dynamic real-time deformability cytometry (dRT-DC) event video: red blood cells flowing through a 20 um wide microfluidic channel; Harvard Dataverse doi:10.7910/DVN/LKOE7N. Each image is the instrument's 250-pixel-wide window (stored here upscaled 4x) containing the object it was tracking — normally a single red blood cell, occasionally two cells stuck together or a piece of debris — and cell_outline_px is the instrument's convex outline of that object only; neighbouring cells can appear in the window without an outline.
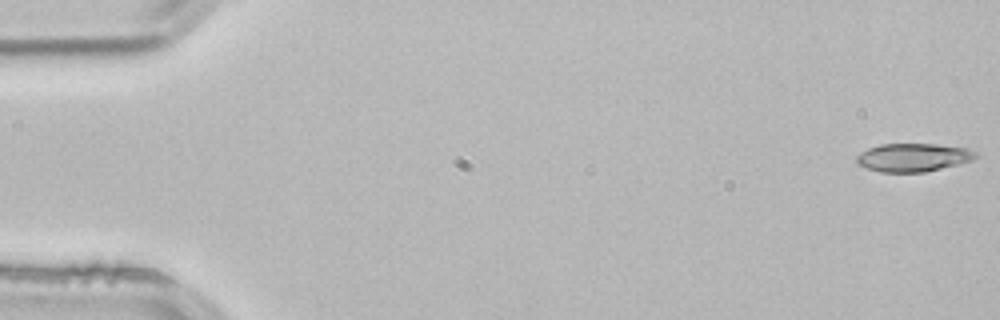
{"species": "common noctule bat (a hibernating species)", "species_latin": "Nyctalus noctula", "temperature_condition": "room temperature", "stored_images_in_passage": 2, "camera_frame_rate_fps": 3000, "um_per_image_px": 0.085, "animal": {"sex": "male", "body_mass_g": 21.5, "forearm_length_mm": 52.0}, "frame": {"image": 1, "passage_image": 1, "time_ms": 0.0, "image_size_px": [1000, 320], "cell_outline_px": [[976, 156], [972, 160], [924, 172], [880, 172], [856, 164], [856, 156], [860, 152], [868, 148], [880, 144], [936, 144], [968, 148], [976, 152]], "centroid_in_image_um": [77.57, 13.37], "position_along_channel_um": 7.4, "area_um2": 19.48}}